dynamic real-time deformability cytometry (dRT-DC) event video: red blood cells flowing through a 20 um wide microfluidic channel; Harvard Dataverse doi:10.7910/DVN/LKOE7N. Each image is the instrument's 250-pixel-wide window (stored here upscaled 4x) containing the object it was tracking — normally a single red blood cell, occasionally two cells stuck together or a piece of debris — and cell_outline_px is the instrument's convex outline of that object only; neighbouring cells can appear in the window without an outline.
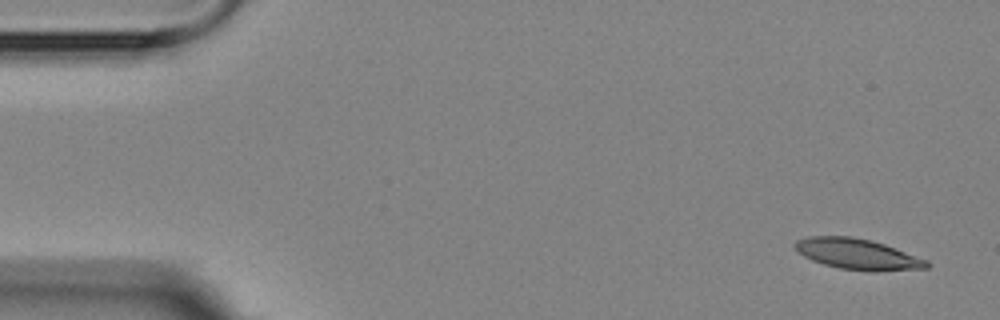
{"species": "Egyptian fruit bat (a non-hibernating species)", "species_latin": "Rousettus aegyptiacus", "temperature_condition": "room temperature", "stored_images_in_passage": 9, "camera_frame_rate_fps": 3000, "um_per_image_px": 0.085, "animal": {"sex": "female"}, "frame": {"image": 1, "passage_image": 1, "time_ms": 0.0, "image_size_px": [1000, 320], "cell_outline_px": [[932, 264], [928, 268], [876, 272], [840, 268], [824, 264], [812, 260], [804, 256], [792, 244], [796, 240], [808, 236], [852, 236], [872, 240], [884, 244], [928, 260]], "centroid_in_image_um": [72.92, 21.6], "position_along_channel_um": 12.1, "area_um2": 23.7}}
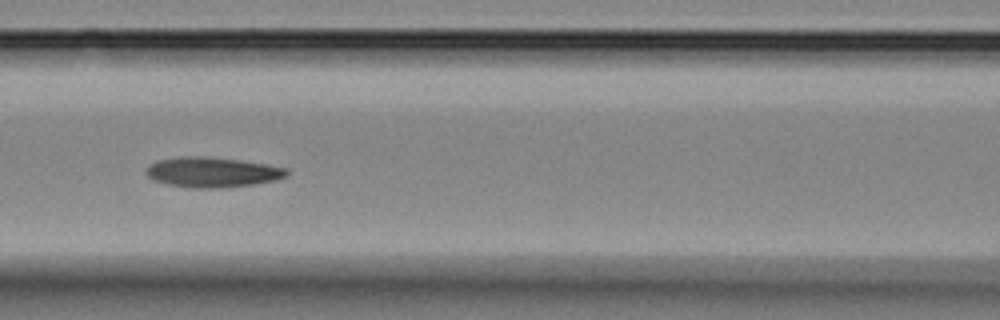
{"frame": {"image": 2, "passage_image": 7, "time_ms": 7.0, "image_size_px": [1000, 320], "cell_outline_px": [[288, 176], [276, 180], [256, 184], [224, 188], [192, 188], [168, 184], [152, 180], [144, 172], [148, 164], [156, 160], [180, 156], [204, 156], [240, 160], [288, 168]], "centroid_in_image_um": [18.02, 14.64], "position_along_channel_um": 148.6, "area_um2": 25.03}}
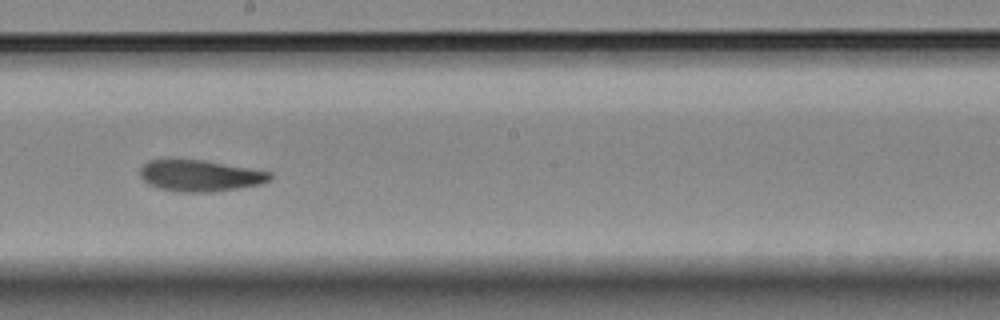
{"frame": {"image": 3, "passage_image": 9, "time_ms": 9.333, "image_size_px": [1000, 320], "cell_outline_px": [[272, 180], [260, 184], [240, 188], [212, 192], [180, 192], [160, 188], [148, 184], [140, 176], [140, 168], [148, 160], [168, 156], [172, 156], [204, 160], [272, 172]], "centroid_in_image_um": [16.96, 14.89], "position_along_channel_um": 231.2, "area_um2": 24.57}}